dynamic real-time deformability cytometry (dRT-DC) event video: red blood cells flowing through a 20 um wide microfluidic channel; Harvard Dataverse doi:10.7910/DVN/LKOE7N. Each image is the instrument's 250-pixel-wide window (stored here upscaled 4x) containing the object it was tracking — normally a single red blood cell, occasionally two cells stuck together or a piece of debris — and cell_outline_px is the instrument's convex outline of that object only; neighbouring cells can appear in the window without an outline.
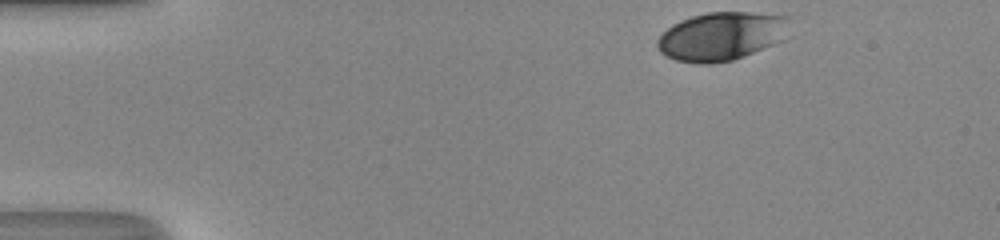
{"species": "human", "species_latin": "Homo sapiens", "temperature_condition": "room temperature", "stored_images_in_passage": 36, "camera_frame_rate_fps": 3000, "um_per_image_px": 0.085, "donor": {"sex": "male"}, "frame": {"image": 1, "passage_image": 1, "time_ms": 0.0, "image_size_px": [1000, 240], "cell_outline_px": [[792, 16], [784, 40], [732, 60], [708, 64], [700, 64], [676, 60], [660, 52], [656, 44], [656, 40], [672, 24], [680, 20], [692, 16], [708, 12], [752, 12]], "centroid_in_image_um": [61.35, 3.06], "position_along_channel_um": 23.7, "area_um2": 37.45}}
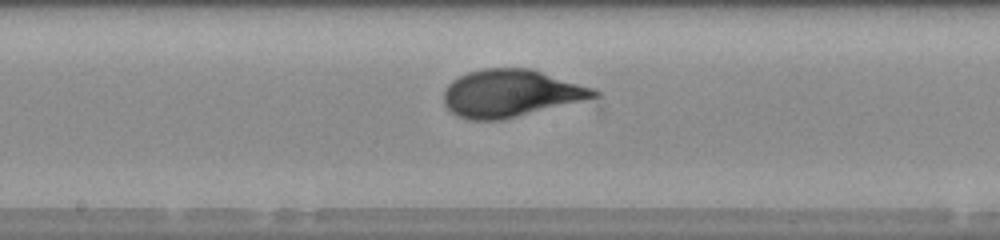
{"frame": {"image": 2, "passage_image": 21, "time_ms": 6.667, "image_size_px": [1000, 240], "cell_outline_px": [[604, 92], [600, 96], [504, 120], [468, 120], [456, 116], [444, 104], [444, 92], [448, 84], [452, 80], [468, 72], [484, 68], [532, 68]], "centroid_in_image_um": [43.41, 7.94], "position_along_channel_um": 204.8, "area_um2": 41.62}}
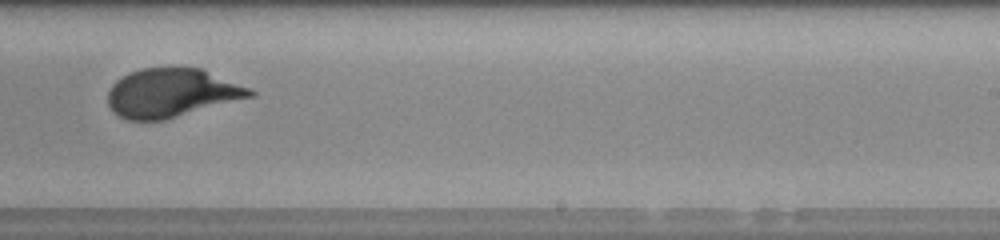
{"frame": {"image": 3, "passage_image": 26, "time_ms": 8.333, "image_size_px": [1000, 240], "cell_outline_px": [[256, 96], [164, 120], [128, 120], [112, 112], [108, 104], [108, 92], [112, 84], [116, 80], [132, 72], [144, 68], [200, 68], [248, 88], [256, 92]], "centroid_in_image_um": [14.57, 7.92], "position_along_channel_um": 274.4, "area_um2": 40.0}, "authors_computed_cell_mechanics": {"area_um2": 40.6912, "velocity_mm_per_s": 4.1881, "shape_relaxation_time_tau1_ms": 3.7973, "shape_relaxation_time_tau2_ms": null, "deformation_change_tau1": 0.1686, "deformation_change_tau2": null}}